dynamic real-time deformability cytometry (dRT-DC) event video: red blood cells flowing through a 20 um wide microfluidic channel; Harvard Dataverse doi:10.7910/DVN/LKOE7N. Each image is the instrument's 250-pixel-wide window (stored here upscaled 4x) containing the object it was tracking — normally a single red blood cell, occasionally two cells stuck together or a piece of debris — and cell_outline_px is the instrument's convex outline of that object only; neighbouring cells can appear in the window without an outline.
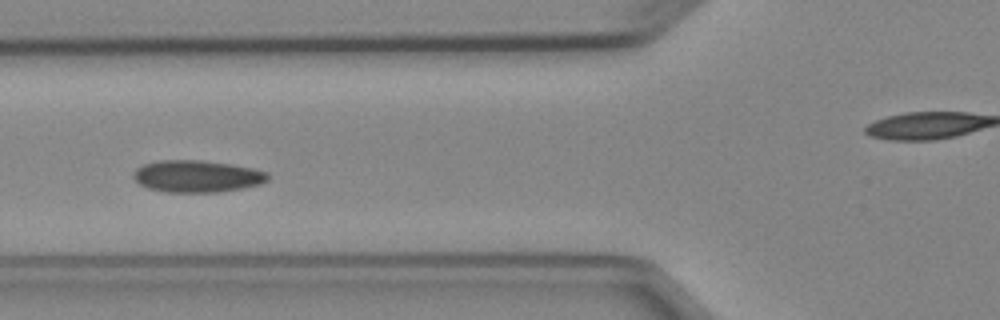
{"species": "Egyptian fruit bat (a non-hibernating species)", "species_latin": "Rousettus aegyptiacus", "temperature_condition": "cold", "stored_images_in_passage": 4, "camera_frame_rate_fps": 3000, "um_per_image_px": 0.085, "animal": {"sex": "female"}, "frame": {"image": 1, "passage_image": 4, "time_ms": 4.333, "image_size_px": [1000, 320], "cell_outline_px": [[268, 180], [260, 184], [220, 192], [164, 192], [148, 188], [140, 184], [132, 176], [132, 172], [136, 168], [144, 164], [160, 160], [200, 160], [232, 164], [252, 168], [268, 172]], "centroid_in_image_um": [16.72, 14.98], "position_along_channel_um": 109.1, "area_um2": 25.09}}